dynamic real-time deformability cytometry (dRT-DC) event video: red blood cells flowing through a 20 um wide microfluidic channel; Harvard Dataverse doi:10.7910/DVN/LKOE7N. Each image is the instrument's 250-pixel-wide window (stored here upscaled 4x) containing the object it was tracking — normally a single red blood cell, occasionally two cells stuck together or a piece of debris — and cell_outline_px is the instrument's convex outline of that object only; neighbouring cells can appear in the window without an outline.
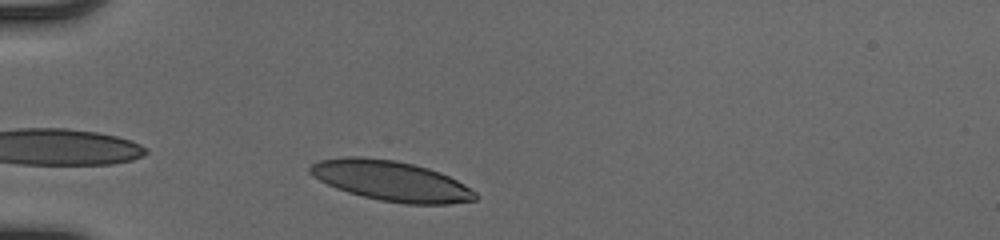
{"species": "human", "species_latin": "Homo sapiens", "temperature_condition": "cold", "stored_images_in_passage": 31, "camera_frame_rate_fps": 3000, "um_per_image_px": 0.085, "donor": {"sex": "male"}, "frame": {"image": 1, "passage_image": 2, "time_ms": 0.333, "image_size_px": [1000, 240], "cell_outline_px": [[476, 200], [452, 204], [404, 204], [380, 200], [348, 192], [336, 188], [320, 180], [308, 172], [308, 168], [312, 164], [320, 160], [344, 156], [360, 156], [396, 160], [428, 168], [440, 172], [464, 184], [476, 192]], "centroid_in_image_um": [33.24, 15.37], "position_along_channel_um": 51.8, "area_um2": 38.61}}
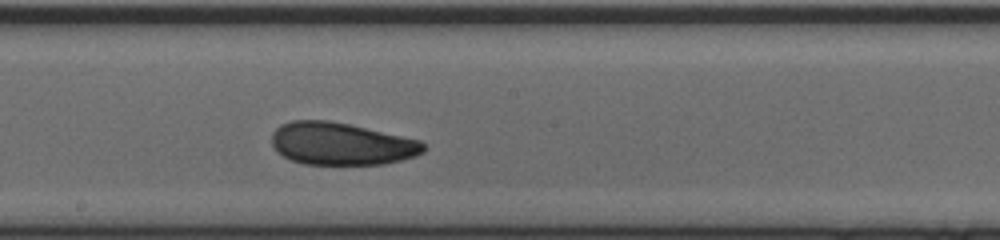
{"frame": {"image": 2, "passage_image": 16, "time_ms": 5.0, "image_size_px": [1000, 240], "cell_outline_px": [[424, 152], [416, 156], [384, 164], [304, 164], [292, 160], [276, 152], [272, 144], [272, 132], [280, 124], [292, 120], [328, 120], [348, 124], [420, 140], [424, 144]], "centroid_in_image_um": [28.98, 12.22], "position_along_channel_um": 219.2, "area_um2": 37.45}}
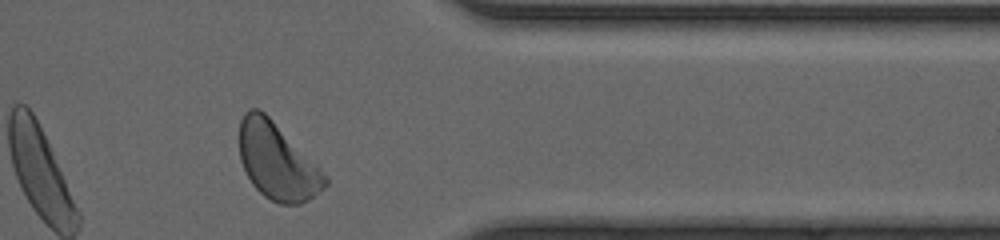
{"frame": {"image": 3, "passage_image": 29, "time_ms": 9.333, "image_size_px": [1000, 240], "cell_outline_px": [[328, 184], [320, 192], [308, 200], [300, 204], [280, 204], [264, 196], [252, 184], [240, 160], [240, 120], [244, 112], [248, 108], [260, 108], [328, 176]], "centroid_in_image_um": [23.56, 13.72], "position_along_channel_um": 387.8, "area_um2": 37.86}, "authors_computed_cell_mechanics": {"area_um2": 37.859, "velocity_mm_per_s": 4.0913, "shape_relaxation_time_tau1_ms": 3.9473, "shape_relaxation_time_tau2_ms": 2.1801, "deformation_change_tau1": 0.1314, "deformation_change_tau2": 0.0855}}